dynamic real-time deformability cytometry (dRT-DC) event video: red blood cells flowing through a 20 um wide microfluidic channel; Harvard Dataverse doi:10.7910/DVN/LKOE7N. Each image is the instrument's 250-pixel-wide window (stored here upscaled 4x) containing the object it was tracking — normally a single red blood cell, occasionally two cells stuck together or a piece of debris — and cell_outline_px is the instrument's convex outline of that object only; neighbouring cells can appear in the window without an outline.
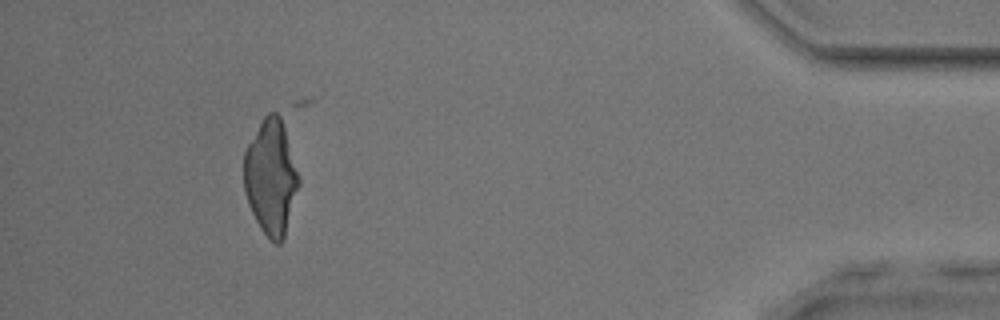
{"species": "common noctule bat (a hibernating species)", "species_latin": "Nyctalus noctula", "temperature_condition": "room temperature", "stored_images_in_passage": 52, "camera_frame_rate_fps": 3000, "um_per_image_px": 0.085, "animal": {"sex": "male", "body_mass_g": 17.9, "forearm_length_mm": 54.2}, "frame": {"image": 1, "passage_image": 48, "time_ms": 15.667, "image_size_px": [1000, 320], "cell_outline_px": [[300, 184], [284, 240], [280, 244], [276, 244], [260, 228], [248, 204], [244, 192], [244, 152], [248, 144], [264, 116], [268, 112], [276, 112], [280, 116], [300, 176]], "centroid_in_image_um": [23.04, 15.08], "position_along_channel_um": 412.2, "area_um2": 36.82}}